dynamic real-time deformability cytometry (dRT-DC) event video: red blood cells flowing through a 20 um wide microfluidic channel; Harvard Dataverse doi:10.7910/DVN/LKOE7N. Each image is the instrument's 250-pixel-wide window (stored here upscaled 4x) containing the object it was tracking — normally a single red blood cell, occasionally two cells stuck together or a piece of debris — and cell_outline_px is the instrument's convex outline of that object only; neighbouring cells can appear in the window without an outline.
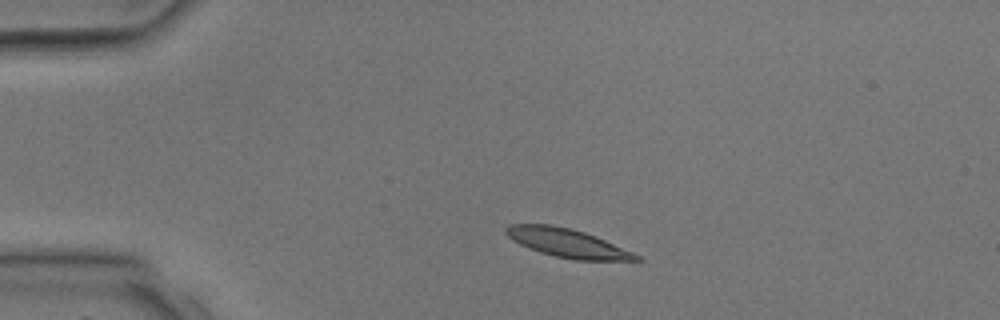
{"species": "common noctule bat (a hibernating species)", "species_latin": "Nyctalus noctula", "temperature_condition": "room temperature", "stored_images_in_passage": 3, "camera_frame_rate_fps": 3000, "um_per_image_px": 0.085, "animal": {"sex": "male", "body_mass_g": 17.9, "forearm_length_mm": 54.2}, "frame": {"image": 1, "passage_image": 1, "time_ms": 0.0, "image_size_px": [1000, 320], "cell_outline_px": [[644, 260], [576, 260], [556, 256], [540, 252], [520, 244], [512, 240], [504, 232], [504, 228], [508, 224], [552, 224], [572, 228], [596, 236], [632, 252], [640, 256]], "centroid_in_image_um": [48.19, 20.64], "position_along_channel_um": 36.8, "area_um2": 21.62}}